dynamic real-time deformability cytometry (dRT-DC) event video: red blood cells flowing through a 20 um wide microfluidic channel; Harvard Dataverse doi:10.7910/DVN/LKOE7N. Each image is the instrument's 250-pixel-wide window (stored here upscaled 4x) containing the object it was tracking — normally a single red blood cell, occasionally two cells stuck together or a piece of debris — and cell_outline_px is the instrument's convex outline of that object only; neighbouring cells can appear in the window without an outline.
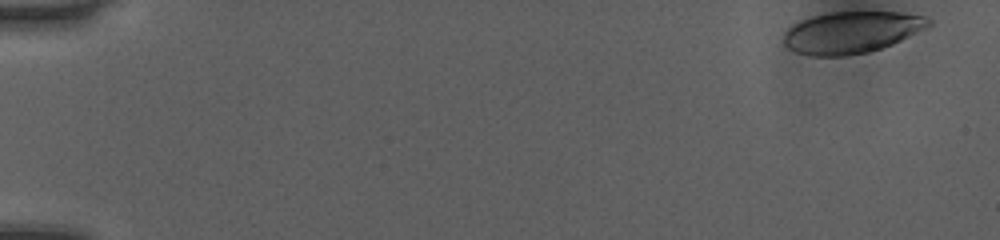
{"species": "human", "species_latin": "Homo sapiens", "temperature_condition": "room temperature", "stored_images_in_passage": 28, "camera_frame_rate_fps": 3000, "um_per_image_px": 0.085, "donor": {"sex": "female"}, "frame": {"image": 1, "passage_image": 1, "time_ms": 0.0, "image_size_px": [1000, 240], "cell_outline_px": [[932, 24], [892, 44], [868, 52], [844, 56], [812, 56], [796, 52], [788, 48], [784, 44], [784, 32], [792, 24], [800, 20], [812, 16], [832, 12], [900, 12], [924, 16], [932, 20]], "centroid_in_image_um": [72.34, 2.74], "position_along_channel_um": 12.7, "area_um2": 35.08}}
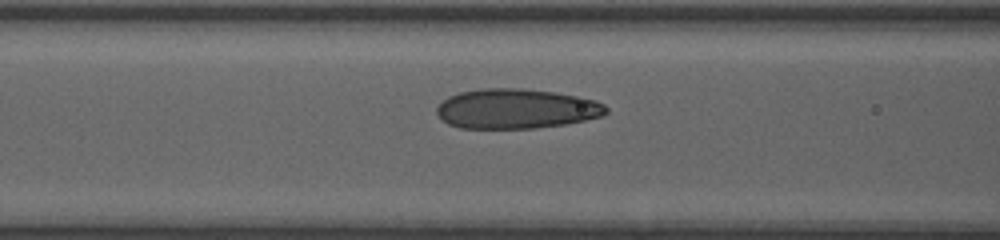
{"frame": {"image": 2, "passage_image": 21, "time_ms": 6.667, "image_size_px": [1000, 240], "cell_outline_px": [[608, 112], [600, 116], [584, 120], [564, 124], [532, 128], [460, 128], [448, 124], [436, 112], [436, 108], [448, 96], [460, 92], [480, 88], [520, 88], [552, 92], [576, 96], [596, 100], [604, 104], [608, 108]], "centroid_in_image_um": [43.87, 9.24], "position_along_channel_um": 122.7, "area_um2": 39.07}}
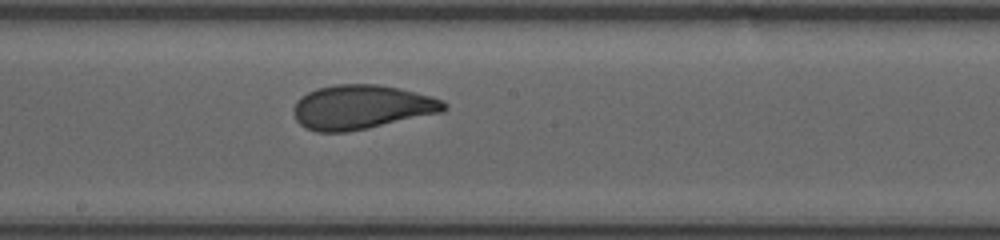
{"frame": {"image": 3, "passage_image": 28, "time_ms": 9.0, "image_size_px": [1000, 240], "cell_outline_px": [[448, 108], [440, 112], [368, 128], [348, 132], [316, 132], [304, 128], [296, 120], [292, 112], [292, 108], [296, 100], [300, 96], [316, 88], [336, 84], [380, 84], [400, 88], [432, 96], [444, 100], [448, 104]], "centroid_in_image_um": [30.69, 9.09], "position_along_channel_um": 217.5, "area_um2": 39.13}}